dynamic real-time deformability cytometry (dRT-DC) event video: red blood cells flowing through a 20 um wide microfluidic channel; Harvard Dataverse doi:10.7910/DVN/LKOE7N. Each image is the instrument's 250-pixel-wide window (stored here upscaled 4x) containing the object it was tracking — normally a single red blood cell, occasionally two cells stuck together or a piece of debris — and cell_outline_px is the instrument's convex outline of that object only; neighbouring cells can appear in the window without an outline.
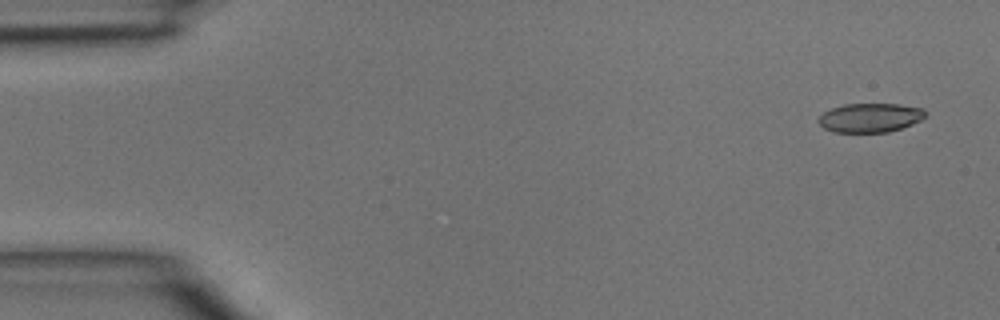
{"species": "common noctule bat (a hibernating species)", "species_latin": "Nyctalus noctula", "temperature_condition": "room temperature", "stored_images_in_passage": 4, "segment_of_instrument_passage": [1, 2], "camera_frame_rate_fps": 3000, "um_per_image_px": 0.085, "animal": {"sex": "male", "body_mass_g": 15.6}, "frame": {"image": 1, "passage_image": 1, "time_ms": 0.0, "image_size_px": [1000, 320], "cell_outline_px": [[928, 116], [912, 124], [888, 132], [836, 132], [824, 128], [816, 120], [824, 112], [832, 108], [844, 104], [900, 104], [924, 108]], "centroid_in_image_um": [73.99, 10.0], "position_along_channel_um": 11.0, "area_um2": 18.15}}
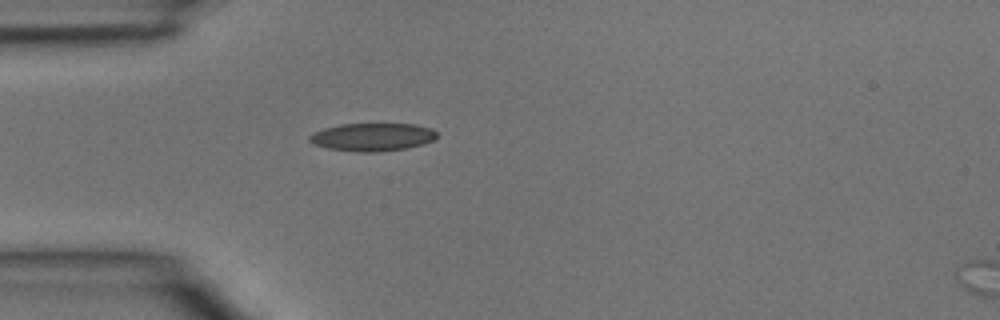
{"frame": {"image": 2, "passage_image": 3, "time_ms": 0.667, "image_size_px": [1000, 320], "cell_outline_px": [[436, 136], [432, 140], [424, 144], [404, 148], [376, 152], [360, 152], [328, 148], [316, 144], [308, 140], [308, 136], [324, 128], [340, 124], [416, 124], [432, 128], [436, 132]], "centroid_in_image_um": [31.67, 11.64], "position_along_channel_um": 53.3, "area_um2": 20.52}}